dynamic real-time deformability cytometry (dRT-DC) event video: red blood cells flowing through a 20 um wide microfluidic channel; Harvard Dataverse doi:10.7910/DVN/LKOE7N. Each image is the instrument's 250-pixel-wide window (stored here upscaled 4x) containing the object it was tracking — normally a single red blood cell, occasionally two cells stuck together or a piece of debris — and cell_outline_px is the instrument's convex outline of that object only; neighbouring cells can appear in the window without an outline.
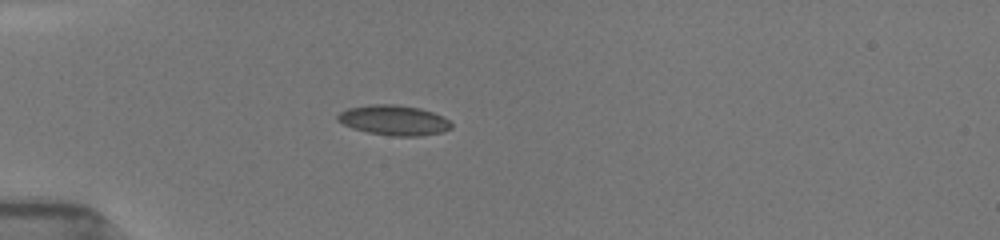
{"species": "common noctule bat (a hibernating species)", "species_latin": "Nyctalus noctula", "temperature_condition": "room temperature", "stored_images_in_passage": 46, "camera_frame_rate_fps": 3000, "um_per_image_px": 0.085, "animal": {"sex": "female", "body_mass_g": 19.5, "forearm_length_mm": 54.1}, "frame": {"image": 1, "passage_image": 1, "time_ms": 0.0, "image_size_px": [1000, 240], "cell_outline_px": [[452, 128], [440, 132], [420, 136], [392, 136], [368, 132], [352, 128], [336, 120], [336, 116], [340, 112], [348, 108], [368, 104], [396, 104], [420, 108], [432, 112], [448, 120], [452, 124]], "centroid_in_image_um": [33.45, 10.21], "position_along_channel_um": 51.6, "area_um2": 19.88}}
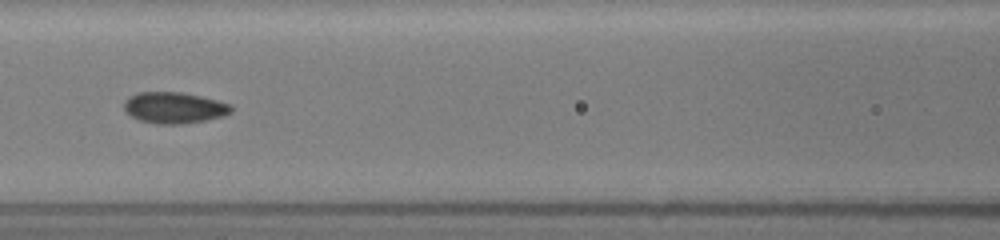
{"frame": {"image": 2, "passage_image": 22, "time_ms": 3.0, "image_size_px": [1000, 240], "cell_outline_px": [[232, 112], [224, 116], [204, 120], [180, 124], [156, 124], [140, 120], [132, 116], [124, 108], [124, 100], [128, 96], [136, 92], [180, 92], [200, 96], [232, 104]], "centroid_in_image_um": [14.8, 9.15], "position_along_channel_um": 151.8, "area_um2": 19.48}}
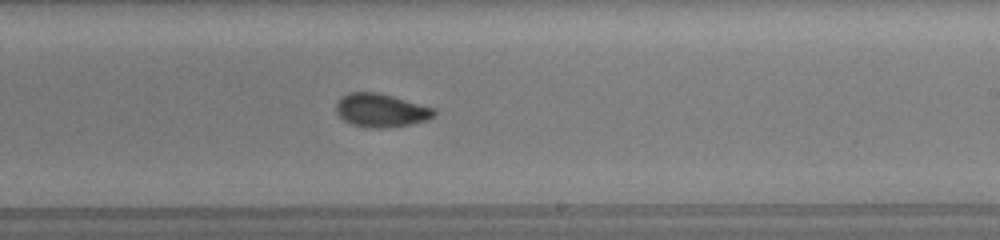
{"frame": {"image": 3, "passage_image": 40, "time_ms": 5.667, "image_size_px": [1000, 240], "cell_outline_px": [[436, 116], [428, 120], [412, 124], [384, 128], [368, 128], [352, 124], [344, 120], [336, 112], [336, 104], [348, 92], [376, 92], [392, 96], [436, 108]], "centroid_in_image_um": [32.43, 9.39], "position_along_channel_um": 256.6, "area_um2": 19.13}}